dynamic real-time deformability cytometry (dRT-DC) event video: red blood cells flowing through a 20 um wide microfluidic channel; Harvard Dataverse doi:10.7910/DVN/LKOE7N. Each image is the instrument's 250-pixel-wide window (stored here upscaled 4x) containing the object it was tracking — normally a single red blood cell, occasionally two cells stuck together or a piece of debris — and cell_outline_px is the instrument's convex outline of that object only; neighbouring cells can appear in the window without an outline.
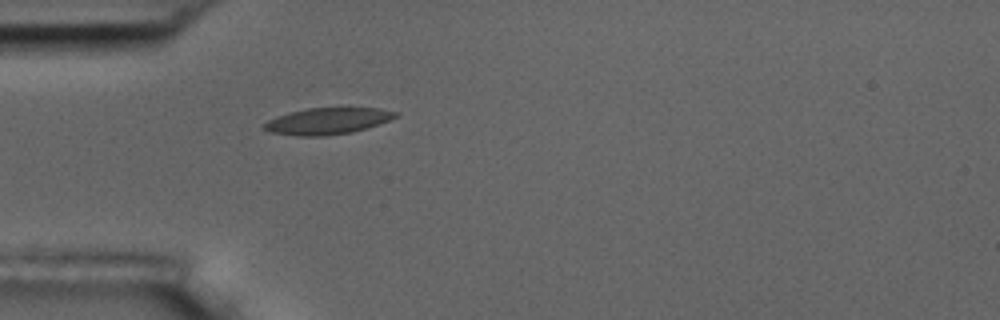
{"species": "common noctule bat (a hibernating species)", "species_latin": "Nyctalus noctula", "temperature_condition": "room temperature", "stored_images_in_passage": 1, "camera_frame_rate_fps": 3000, "um_per_image_px": 0.085, "animal": {"sex": "male", "body_mass_g": 17.5, "forearm_length_mm": 52.3}, "frame": {"image": 1, "passage_image": 1, "time_ms": 0.0, "image_size_px": [1000, 320], "cell_outline_px": [[396, 116], [388, 120], [352, 132], [324, 136], [296, 136], [272, 132], [264, 128], [264, 124], [268, 120], [276, 116], [308, 108], [340, 104], [380, 108], [396, 112]], "centroid_in_image_um": [27.87, 10.23], "position_along_channel_um": 57.1, "area_um2": 20.87}}